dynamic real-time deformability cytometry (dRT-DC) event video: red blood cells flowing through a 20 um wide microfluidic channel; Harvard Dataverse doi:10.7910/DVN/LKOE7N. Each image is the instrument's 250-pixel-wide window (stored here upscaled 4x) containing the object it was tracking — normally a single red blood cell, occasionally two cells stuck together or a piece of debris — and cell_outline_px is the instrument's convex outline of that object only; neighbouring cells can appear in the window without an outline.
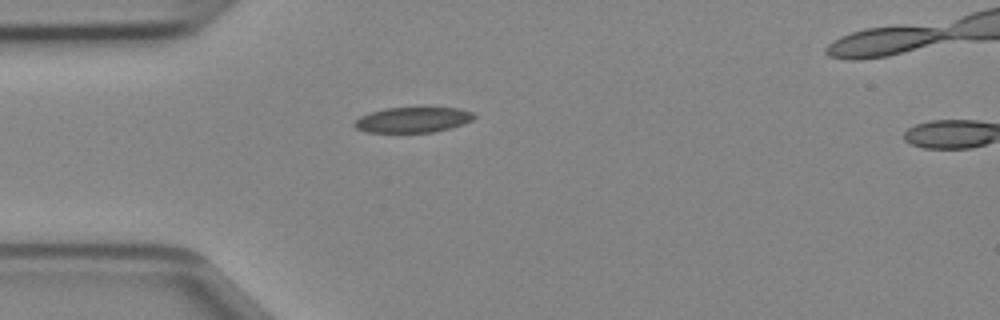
{"species": "Egyptian fruit bat (a non-hibernating species)", "species_latin": "Rousettus aegyptiacus", "temperature_condition": "cold", "stored_images_in_passage": 2, "camera_frame_rate_fps": 3000, "um_per_image_px": 0.085, "animal": {"sex": "female"}, "frame": {"image": 1, "passage_image": 1, "time_ms": 0.0, "image_size_px": [1000, 320], "cell_outline_px": [[476, 116], [472, 120], [448, 128], [432, 132], [368, 132], [356, 128], [352, 124], [360, 116], [368, 112], [384, 108], [460, 108], [472, 112]], "centroid_in_image_um": [35.04, 10.17], "position_along_channel_um": 50.0, "area_um2": 17.51}}